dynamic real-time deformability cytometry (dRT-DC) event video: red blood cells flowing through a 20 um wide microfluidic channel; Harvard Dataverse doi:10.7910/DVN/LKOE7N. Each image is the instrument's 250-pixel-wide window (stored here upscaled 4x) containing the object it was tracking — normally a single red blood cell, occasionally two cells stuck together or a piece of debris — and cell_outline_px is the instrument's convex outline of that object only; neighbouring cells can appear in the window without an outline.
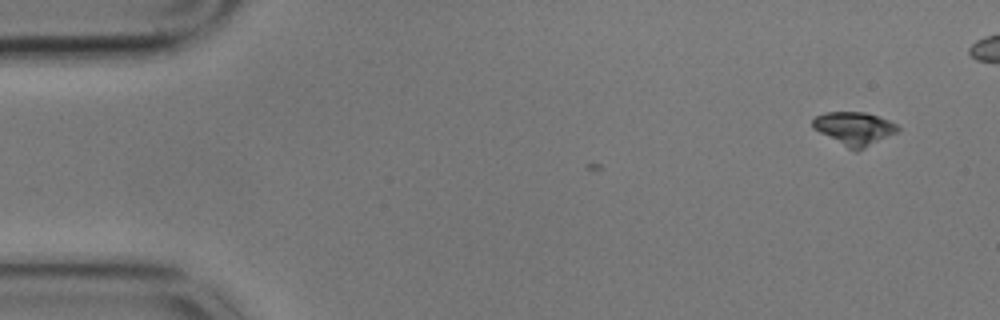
{"species": "common noctule bat (a hibernating species)", "species_latin": "Nyctalus noctula", "temperature_condition": "cold", "stored_images_in_passage": 5, "camera_frame_rate_fps": 3000, "um_per_image_px": 0.085, "animal": {"sex": "male", "body_mass_g": 17.9}, "frame": {"image": 1, "passage_image": 1, "time_ms": 0.0, "image_size_px": [1000, 320], "cell_outline_px": [[900, 128], [896, 132], [856, 152], [848, 148], [812, 128], [812, 120], [816, 116], [824, 112], [864, 112], [888, 120], [896, 124]], "centroid_in_image_um": [72.57, 10.91], "position_along_channel_um": 12.4, "area_um2": 16.18}}